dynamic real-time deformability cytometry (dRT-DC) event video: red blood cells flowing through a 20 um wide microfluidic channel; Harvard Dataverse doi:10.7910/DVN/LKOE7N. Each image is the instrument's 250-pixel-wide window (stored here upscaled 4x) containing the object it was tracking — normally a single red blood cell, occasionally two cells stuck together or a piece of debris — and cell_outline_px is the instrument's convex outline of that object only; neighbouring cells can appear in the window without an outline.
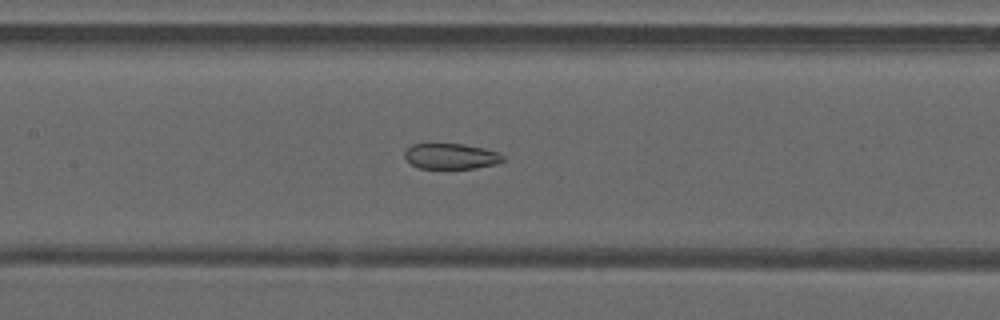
{"species": "common noctule bat (a hibernating species)", "species_latin": "Nyctalus noctula", "temperature_condition": "warm", "stored_images_in_passage": 44, "camera_frame_rate_fps": 3000, "um_per_image_px": 0.085, "animal": {"sex": "male", "forearm_length_mm": 52.5}, "frame": {"image": 1, "passage_image": 18, "time_ms": 5.667, "image_size_px": [1000, 320], "cell_outline_px": [[504, 160], [496, 164], [476, 168], [420, 168], [412, 164], [404, 156], [404, 152], [412, 144], [464, 144], [484, 148], [500, 152], [504, 156]], "centroid_in_image_um": [38.38, 13.27], "position_along_channel_um": 169.0, "area_um2": 14.62}}
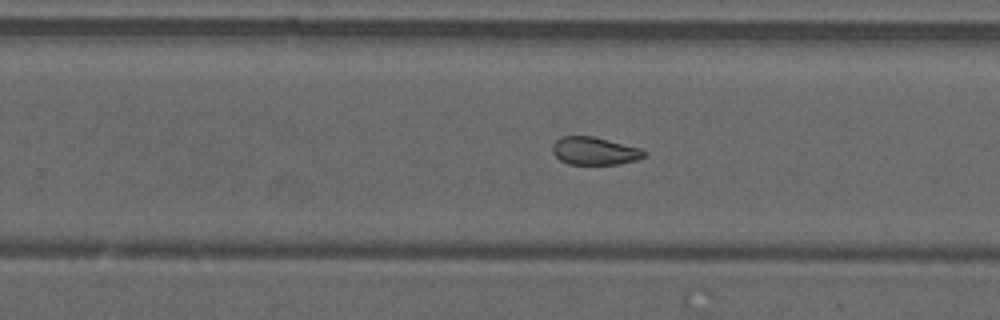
{"frame": {"image": 2, "passage_image": 26, "time_ms": 8.333, "image_size_px": [1000, 320], "cell_outline_px": [[648, 152], [644, 156], [636, 160], [616, 164], [568, 164], [560, 160], [552, 152], [552, 144], [560, 136], [592, 136], [640, 148]], "centroid_in_image_um": [50.51, 12.83], "position_along_channel_um": 279.3, "area_um2": 14.8}}
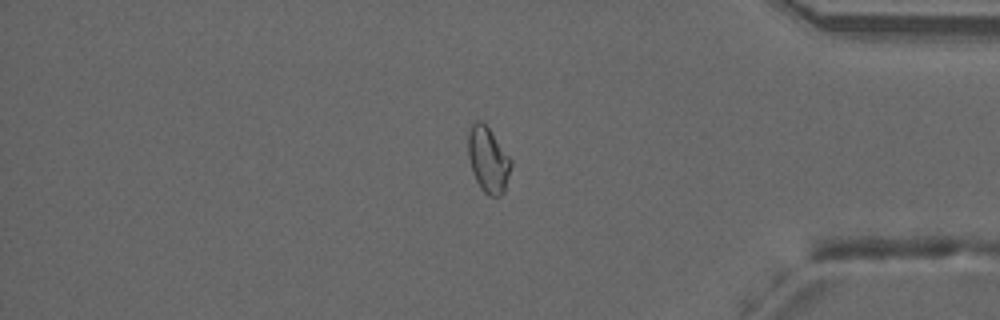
{"frame": {"image": 3, "passage_image": 36, "time_ms": 11.667, "image_size_px": [1000, 320], "cell_outline_px": [[512, 164], [504, 192], [500, 196], [488, 196], [480, 188], [472, 172], [468, 156], [468, 132], [472, 124], [476, 120], [484, 120], [512, 160]], "centroid_in_image_um": [41.49, 13.55], "position_along_channel_um": 393.7, "area_um2": 16.65}, "authors_computed_cell_mechanics": {"area_um2": 16.7042, "velocity_mm_per_s": 4.1543, "shape_relaxation_time_tau1_ms": null, "shape_relaxation_time_tau2_ms": 1.4996, "deformation_change_tau1": null, "deformation_change_tau2": 0.0772}}